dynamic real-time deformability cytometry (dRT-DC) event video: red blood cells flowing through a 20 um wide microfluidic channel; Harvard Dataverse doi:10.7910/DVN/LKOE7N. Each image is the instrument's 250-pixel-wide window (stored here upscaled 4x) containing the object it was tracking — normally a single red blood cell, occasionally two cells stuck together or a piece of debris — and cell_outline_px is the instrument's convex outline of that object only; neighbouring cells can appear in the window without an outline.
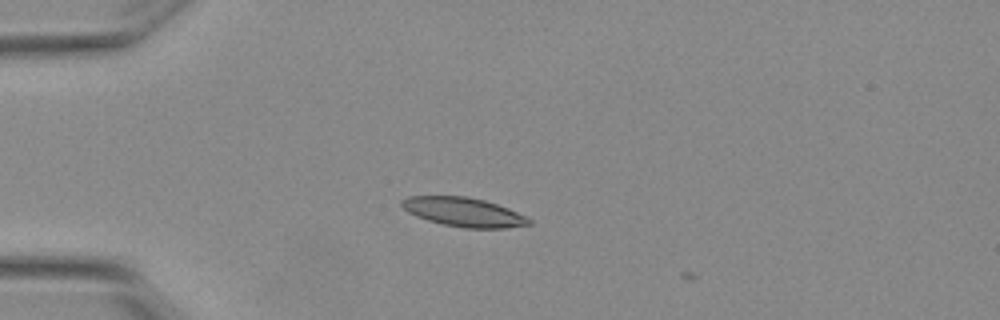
{"species": "Egyptian fruit bat (a non-hibernating species)", "species_latin": "Rousettus aegyptiacus", "temperature_condition": "warm", "stored_images_in_passage": 2, "camera_frame_rate_fps": 3000, "um_per_image_px": 0.085, "animal": {"sex": "female"}, "frame": {"image": 1, "passage_image": 1, "time_ms": 0.0, "image_size_px": [1000, 320], "cell_outline_px": [[532, 224], [508, 228], [464, 228], [444, 224], [428, 220], [416, 216], [408, 212], [400, 204], [400, 200], [408, 196], [464, 196], [484, 200], [508, 208], [528, 216], [532, 220]], "centroid_in_image_um": [39.44, 18.03], "position_along_channel_um": 45.6, "area_um2": 21.62}}